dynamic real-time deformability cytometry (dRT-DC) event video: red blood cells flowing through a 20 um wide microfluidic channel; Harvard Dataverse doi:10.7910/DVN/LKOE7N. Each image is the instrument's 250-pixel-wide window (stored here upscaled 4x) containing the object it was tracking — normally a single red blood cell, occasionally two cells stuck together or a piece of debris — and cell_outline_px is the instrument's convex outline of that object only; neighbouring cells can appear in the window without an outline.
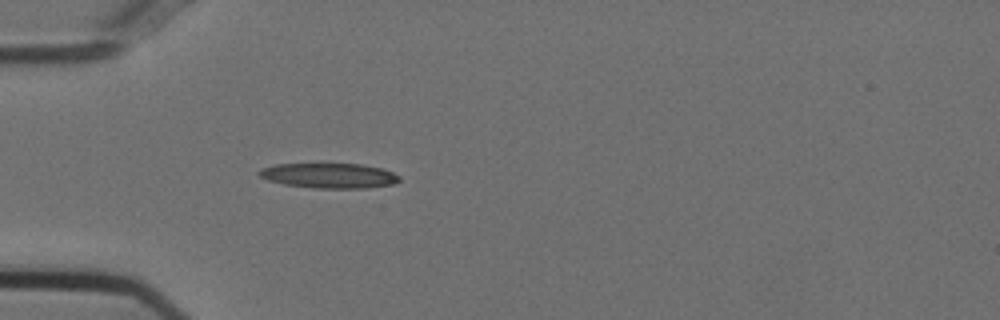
{"species": "Egyptian fruit bat (a non-hibernating species)", "species_latin": "Rousettus aegyptiacus", "temperature_condition": "cold", "stored_images_in_passage": 8, "camera_frame_rate_fps": 3000, "um_per_image_px": 0.085, "animal": {"sex": "female"}, "frame": {"image": 1, "passage_image": 1, "time_ms": 0.0, "image_size_px": [1000, 320], "cell_outline_px": [[400, 180], [396, 184], [368, 188], [316, 188], [284, 184], [268, 180], [260, 176], [256, 172], [260, 168], [276, 164], [360, 164], [384, 168], [400, 176]], "centroid_in_image_um": [28.01, 14.93], "position_along_channel_um": 57.0, "area_um2": 20.58}}
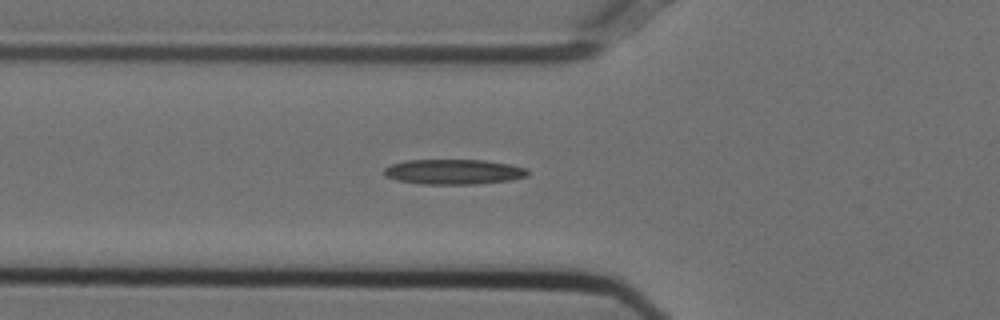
{"frame": {"image": 2, "passage_image": 4, "time_ms": 1.0, "image_size_px": [1000, 320], "cell_outline_px": [[528, 176], [508, 180], [476, 184], [420, 184], [396, 180], [384, 176], [384, 168], [388, 164], [404, 160], [484, 160], [512, 164], [528, 168]], "centroid_in_image_um": [38.53, 14.59], "position_along_channel_um": 87.3, "area_um2": 21.27}}
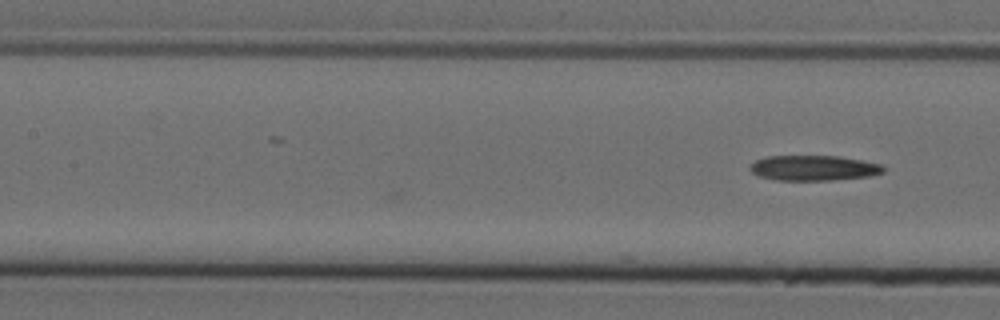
{"frame": {"image": 3, "passage_image": 8, "time_ms": 2.333, "image_size_px": [1000, 320], "cell_outline_px": [[884, 172], [868, 176], [832, 180], [776, 180], [756, 176], [748, 168], [756, 160], [764, 156], [840, 156], [880, 164], [884, 168]], "centroid_in_image_um": [69.1, 14.28], "position_along_channel_um": 138.3, "area_um2": 19.59}}